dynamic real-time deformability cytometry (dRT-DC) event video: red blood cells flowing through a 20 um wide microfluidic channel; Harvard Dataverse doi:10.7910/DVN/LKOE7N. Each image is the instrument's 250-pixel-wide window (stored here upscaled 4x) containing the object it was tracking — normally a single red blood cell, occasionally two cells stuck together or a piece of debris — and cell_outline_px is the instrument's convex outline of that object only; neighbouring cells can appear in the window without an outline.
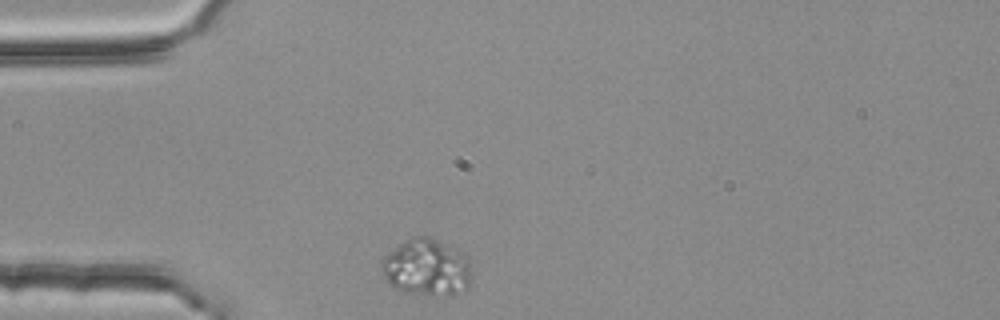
{"species": "common noctule bat (a hibernating species)", "species_latin": "Nyctalus noctula", "temperature_condition": "room temperature", "stored_images_in_passage": 34, "camera_frame_rate_fps": 3000, "um_per_image_px": 0.085, "animal": {"sex": "female", "body_mass_g": 25.1}, "frame": {"image": 1, "passage_image": 1, "time_ms": 0.0, "image_size_px": [1000, 320], "cell_outline_px": [[472, 276], [468, 288], [452, 296], [428, 296], [400, 292], [388, 284], [380, 268], [380, 260], [388, 252], [404, 240], [412, 236], [428, 236], [460, 248], [468, 256]], "centroid_in_image_um": [36.28, 22.75], "position_along_channel_um": 48.7, "area_um2": 31.15}}
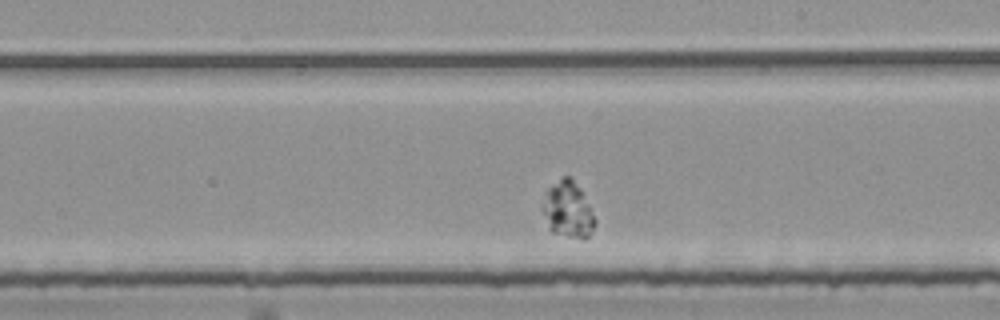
{"frame": {"image": 2, "passage_image": 19, "time_ms": 6.0, "image_size_px": [1000, 320], "cell_outline_px": [[596, 224], [588, 236], [584, 240], [552, 232], [548, 228], [540, 204], [548, 188], [564, 176], [572, 176], [580, 188], [596, 220]], "centroid_in_image_um": [48.25, 17.82], "position_along_channel_um": 240.7, "area_um2": 17.22}}
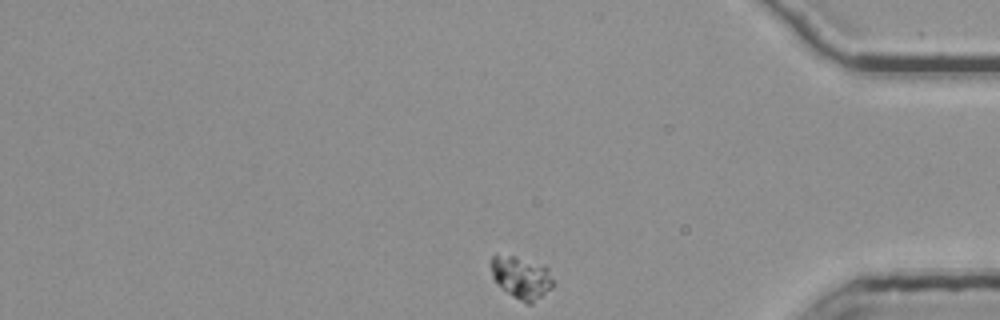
{"frame": {"image": 3, "passage_image": 34, "time_ms": 11.0, "image_size_px": [1000, 320], "cell_outline_px": [[552, 288], [532, 304], [528, 304], [512, 296], [492, 276], [488, 264], [492, 256], [516, 256], [544, 264], [548, 268], [552, 280]], "centroid_in_image_um": [44.32, 23.57], "position_along_channel_um": 390.9, "area_um2": 15.26}}